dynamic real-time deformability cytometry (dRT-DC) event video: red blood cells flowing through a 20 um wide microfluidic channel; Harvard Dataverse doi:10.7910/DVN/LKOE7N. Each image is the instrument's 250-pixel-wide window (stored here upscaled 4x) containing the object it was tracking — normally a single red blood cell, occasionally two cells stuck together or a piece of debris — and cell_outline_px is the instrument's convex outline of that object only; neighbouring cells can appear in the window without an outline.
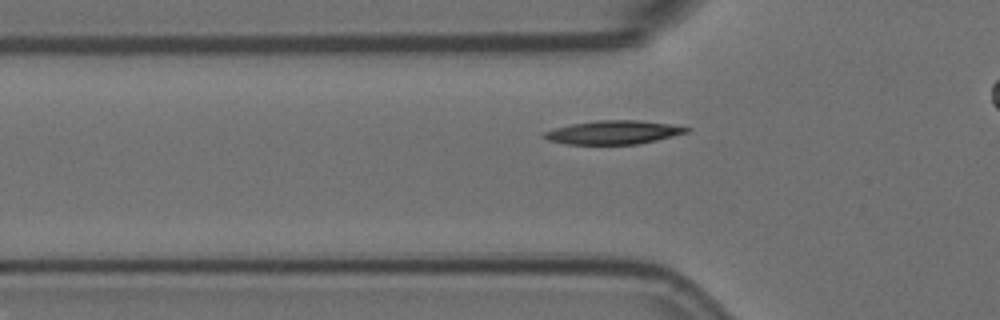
{"species": "Egyptian fruit bat (a non-hibernating species)", "species_latin": "Rousettus aegyptiacus", "temperature_condition": "room temperature", "stored_images_in_passage": 44, "camera_frame_rate_fps": 3000, "um_per_image_px": 0.085, "animal": {"sex": "female"}, "frame": {"image": 1, "passage_image": 17, "time_ms": 5.333, "image_size_px": [1000, 320], "cell_outline_px": [[692, 128], [688, 132], [640, 144], [564, 144], [548, 140], [540, 136], [544, 132], [556, 128], [572, 124], [596, 120], [640, 120], [668, 124]], "centroid_in_image_um": [52.12, 11.25], "position_along_channel_um": 73.7, "area_um2": 19.54}}
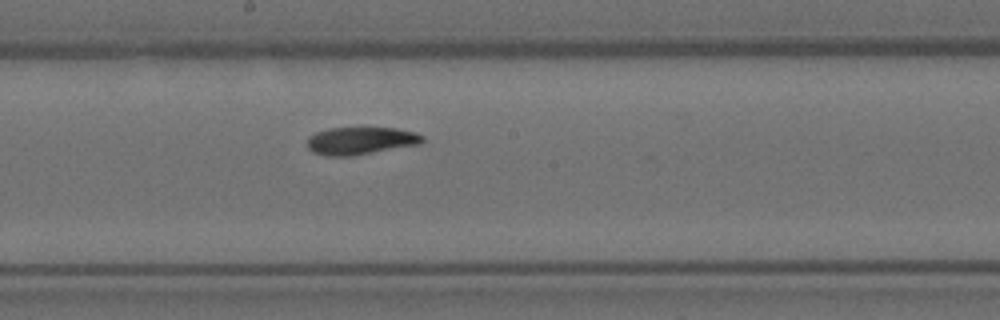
{"frame": {"image": 2, "passage_image": 29, "time_ms": 9.333, "image_size_px": [1000, 320], "cell_outline_px": [[424, 140], [420, 144], [352, 156], [328, 156], [312, 152], [308, 148], [308, 136], [316, 132], [328, 128], [396, 128], [416, 132], [424, 136]], "centroid_in_image_um": [30.66, 11.96], "position_along_channel_um": 217.5, "area_um2": 18.55}}
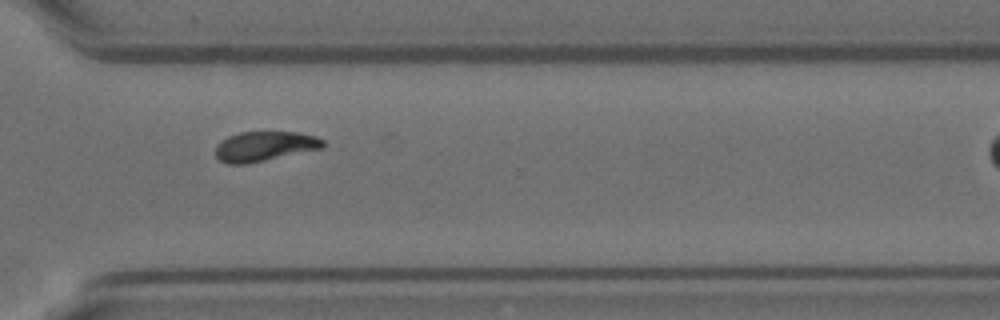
{"frame": {"image": 3, "passage_image": 40, "time_ms": 13.0, "image_size_px": [1000, 320], "cell_outline_px": [[324, 148], [244, 164], [228, 164], [220, 160], [216, 156], [216, 144], [220, 140], [228, 136], [240, 132], [300, 132], [316, 136], [324, 140]], "centroid_in_image_um": [22.49, 12.42], "position_along_channel_um": 348.1, "area_um2": 18.67}}